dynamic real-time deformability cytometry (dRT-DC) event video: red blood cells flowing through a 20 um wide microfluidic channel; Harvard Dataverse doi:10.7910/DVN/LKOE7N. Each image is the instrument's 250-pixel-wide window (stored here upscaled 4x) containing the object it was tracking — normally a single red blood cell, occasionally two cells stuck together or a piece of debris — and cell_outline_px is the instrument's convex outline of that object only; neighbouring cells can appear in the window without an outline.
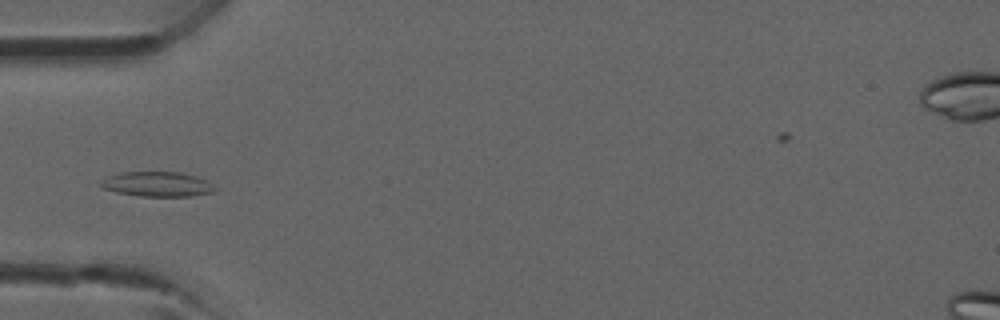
{"species": "common noctule bat (a hibernating species)", "species_latin": "Nyctalus noctula", "temperature_condition": "room temperature", "stored_images_in_passage": 27, "camera_frame_rate_fps": 3000, "um_per_image_px": 0.085, "animal": {"sex": "male", "forearm_length_mm": 52.5}, "frame": {"image": 1, "passage_image": 7, "time_ms": 2.0, "image_size_px": [1000, 320], "cell_outline_px": [[216, 192], [192, 196], [140, 196], [116, 192], [104, 188], [96, 184], [100, 180], [108, 176], [124, 172], [180, 172], [196, 176], [204, 180], [216, 188]], "centroid_in_image_um": [13.33, 15.66], "position_along_channel_um": 71.7, "area_um2": 16.53}}
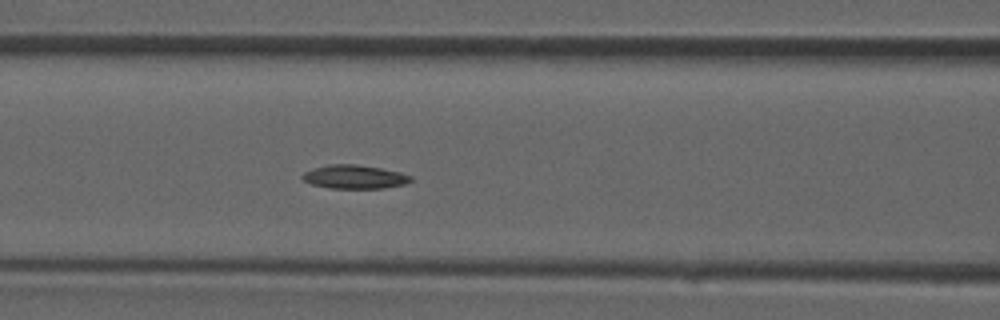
{"frame": {"image": 2, "passage_image": 11, "time_ms": 3.333, "image_size_px": [1000, 320], "cell_outline_px": [[412, 180], [404, 184], [380, 188], [328, 188], [312, 184], [304, 180], [300, 176], [304, 172], [312, 168], [328, 164], [356, 164], [380, 168], [400, 172], [412, 176]], "centroid_in_image_um": [30.09, 15.02], "position_along_channel_um": 136.5, "area_um2": 14.91}}
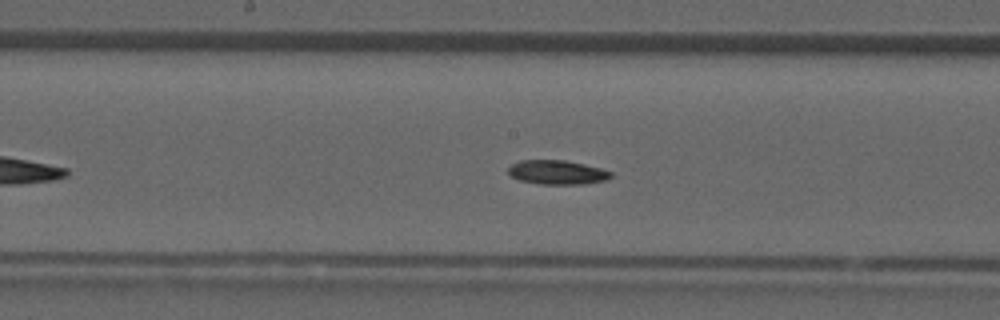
{"frame": {"image": 3, "passage_image": 15, "time_ms": 4.667, "image_size_px": [1000, 320], "cell_outline_px": [[612, 176], [608, 180], [584, 184], [540, 184], [520, 180], [512, 176], [508, 172], [508, 168], [512, 164], [520, 160], [564, 160], [584, 164], [600, 168], [612, 172]], "centroid_in_image_um": [47.38, 14.65], "position_along_channel_um": 200.8, "area_um2": 14.45}}